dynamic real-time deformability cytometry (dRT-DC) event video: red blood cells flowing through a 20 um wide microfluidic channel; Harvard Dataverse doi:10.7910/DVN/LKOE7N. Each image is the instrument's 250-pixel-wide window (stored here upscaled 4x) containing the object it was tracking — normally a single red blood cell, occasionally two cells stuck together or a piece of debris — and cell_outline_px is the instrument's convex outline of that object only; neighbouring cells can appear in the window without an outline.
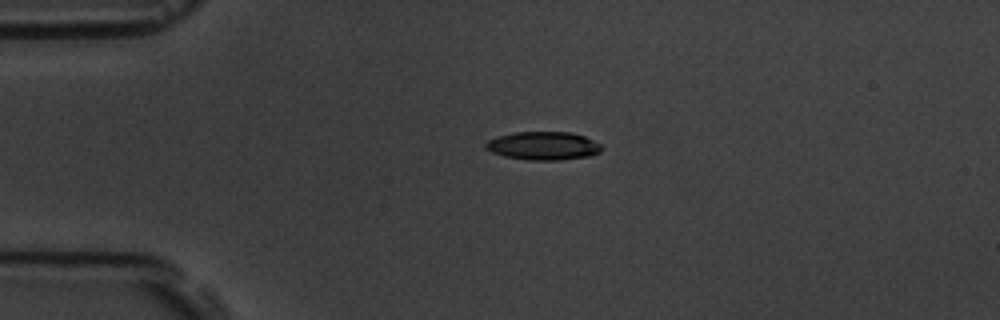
{"species": "common noctule bat (a hibernating species)", "species_latin": "Nyctalus noctula", "temperature_condition": "room temperature", "stored_images_in_passage": 5, "camera_frame_rate_fps": 3000, "um_per_image_px": 0.085, "animal": {"sex": "male", "body_mass_g": 19.5, "forearm_length_mm": 54.6}, "frame": {"image": 1, "passage_image": 5, "time_ms": 1.333, "image_size_px": [1000, 320], "cell_outline_px": [[600, 152], [592, 156], [560, 160], [528, 160], [504, 156], [492, 152], [484, 148], [484, 144], [488, 140], [496, 136], [516, 132], [572, 132], [584, 136], [600, 144]], "centroid_in_image_um": [46.15, 12.39], "position_along_channel_um": 38.8, "area_um2": 19.19}}